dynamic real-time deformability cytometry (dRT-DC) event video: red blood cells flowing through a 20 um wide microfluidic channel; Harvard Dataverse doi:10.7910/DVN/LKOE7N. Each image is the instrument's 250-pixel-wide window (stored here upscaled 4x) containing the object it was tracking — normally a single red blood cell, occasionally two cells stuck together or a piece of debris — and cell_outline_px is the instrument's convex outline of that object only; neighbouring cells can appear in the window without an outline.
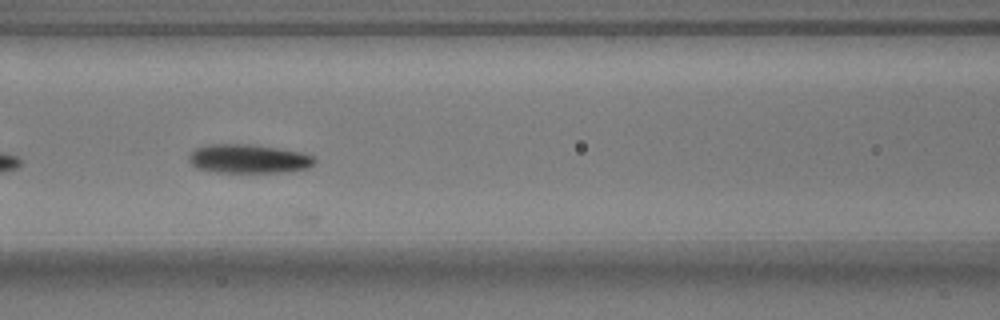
{"species": "common noctule bat (a hibernating species)", "species_latin": "Nyctalus noctula", "temperature_condition": "warm", "stored_images_in_passage": 11, "camera_frame_rate_fps": 3000, "um_per_image_px": 0.085, "animal": {"sex": "male", "body_mass_g": 17.9}, "frame": {"image": 1, "passage_image": 7, "time_ms": 2.0, "image_size_px": [1000, 320], "cell_outline_px": [[316, 160], [308, 168], [276, 172], [216, 172], [196, 168], [188, 160], [188, 156], [196, 148], [208, 144], [248, 144], [276, 148], [300, 152], [312, 156]], "centroid_in_image_um": [21.07, 13.49], "position_along_channel_um": 145.5, "area_um2": 20.87}}
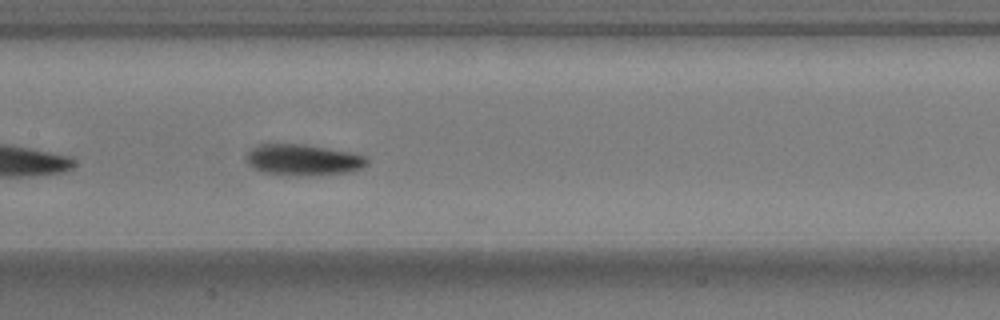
{"frame": {"image": 2, "passage_image": 10, "time_ms": 3.0, "image_size_px": [1000, 320], "cell_outline_px": [[368, 164], [364, 168], [352, 172], [316, 176], [296, 176], [260, 172], [248, 164], [244, 156], [256, 144], [304, 144], [348, 152], [364, 156], [368, 160]], "centroid_in_image_um": [25.75, 13.61], "position_along_channel_um": 181.6, "area_um2": 22.31}}